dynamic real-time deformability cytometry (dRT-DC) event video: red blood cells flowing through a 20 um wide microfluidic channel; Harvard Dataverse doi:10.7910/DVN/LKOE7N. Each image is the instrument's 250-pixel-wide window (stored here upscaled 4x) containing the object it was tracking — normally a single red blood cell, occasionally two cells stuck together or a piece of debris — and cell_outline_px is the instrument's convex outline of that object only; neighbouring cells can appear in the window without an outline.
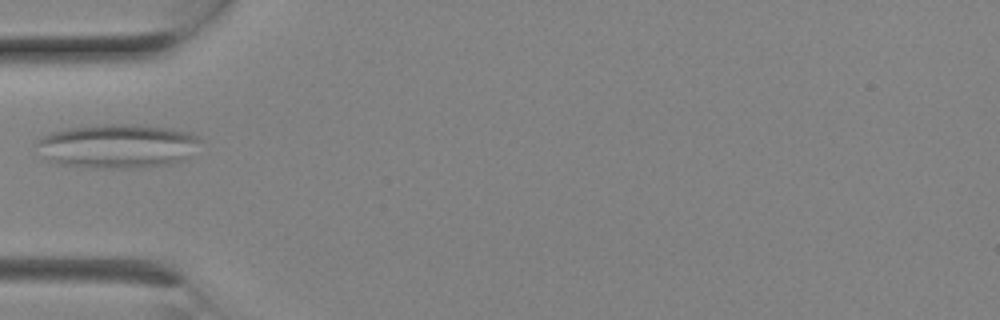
{"species": "Egyptian fruit bat (a non-hibernating species)", "species_latin": "Rousettus aegyptiacus", "temperature_condition": "room temperature", "stored_images_in_passage": 3, "camera_frame_rate_fps": 3000, "um_per_image_px": 0.085, "animal": {"sex": "female"}, "frame": {"image": 1, "passage_image": 1, "time_ms": 0.0, "image_size_px": [1000, 320], "cell_outline_px": [[200, 140], [188, 160], [172, 164], [144, 168], [80, 168], [56, 164], [48, 160], [44, 156], [36, 144], [36, 140], [52, 132], [68, 128], [100, 124], [148, 124], [192, 132], [200, 136]], "centroid_in_image_um": [10.04, 12.42], "position_along_channel_um": 75.0, "area_um2": 43.06}}